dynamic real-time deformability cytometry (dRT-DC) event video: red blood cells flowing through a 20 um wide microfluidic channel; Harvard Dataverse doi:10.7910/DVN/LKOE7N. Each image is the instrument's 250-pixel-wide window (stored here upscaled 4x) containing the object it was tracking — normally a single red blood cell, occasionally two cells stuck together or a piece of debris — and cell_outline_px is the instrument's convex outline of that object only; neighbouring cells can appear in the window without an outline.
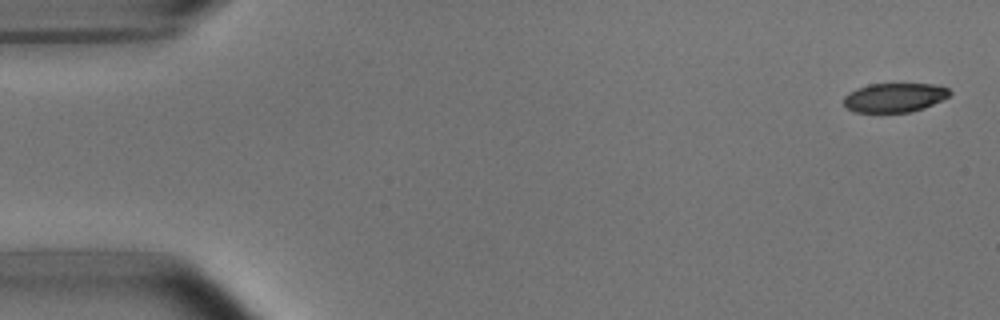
{"species": "common noctule bat (a hibernating species)", "species_latin": "Nyctalus noctula", "temperature_condition": "room temperature", "stored_images_in_passage": 7, "camera_frame_rate_fps": 3000, "um_per_image_px": 0.085, "animal": {"sex": "male", "body_mass_g": 15.6}, "frame": {"image": 1, "passage_image": 1, "time_ms": 0.0, "image_size_px": [1000, 320], "cell_outline_px": [[952, 92], [948, 96], [924, 108], [912, 112], [856, 112], [848, 108], [844, 104], [844, 96], [848, 92], [856, 88], [868, 84], [932, 84], [948, 88]], "centroid_in_image_um": [76.01, 8.29], "position_along_channel_um": 9.0, "area_um2": 17.92}}
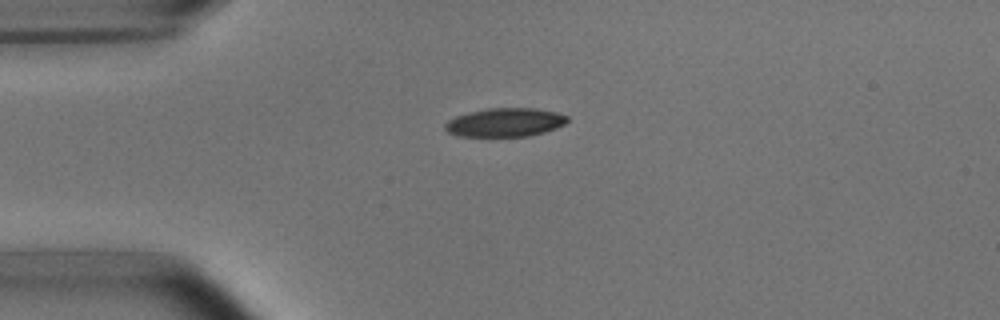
{"frame": {"image": 2, "passage_image": 4, "time_ms": 1.0, "image_size_px": [1000, 320], "cell_outline_px": [[568, 120], [564, 124], [556, 128], [544, 132], [528, 136], [456, 136], [448, 132], [444, 128], [444, 124], [448, 120], [456, 116], [488, 108], [532, 108], [556, 112], [568, 116]], "centroid_in_image_um": [42.92, 10.41], "position_along_channel_um": 42.1, "area_um2": 20.29}}
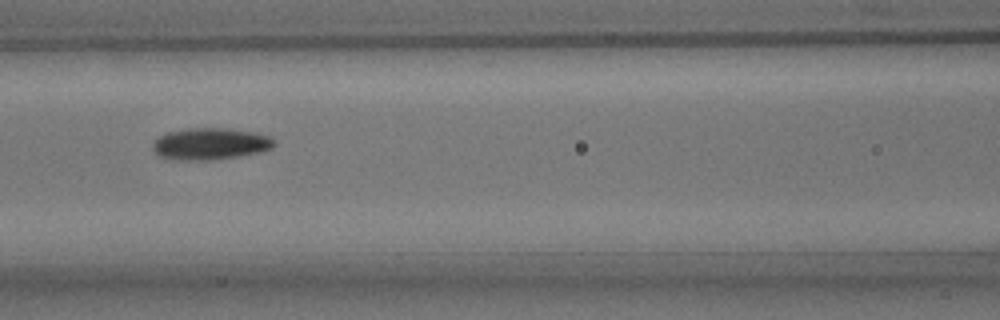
{"frame": {"image": 3, "passage_image": 7, "time_ms": 2.0, "image_size_px": [1000, 320], "cell_outline_px": [[276, 144], [272, 148], [260, 152], [240, 156], [212, 160], [172, 160], [156, 156], [152, 148], [152, 144], [160, 136], [168, 132], [188, 128], [228, 128], [252, 132], [268, 136]], "centroid_in_image_um": [17.83, 12.24], "position_along_channel_um": 148.8, "area_um2": 22.6}}